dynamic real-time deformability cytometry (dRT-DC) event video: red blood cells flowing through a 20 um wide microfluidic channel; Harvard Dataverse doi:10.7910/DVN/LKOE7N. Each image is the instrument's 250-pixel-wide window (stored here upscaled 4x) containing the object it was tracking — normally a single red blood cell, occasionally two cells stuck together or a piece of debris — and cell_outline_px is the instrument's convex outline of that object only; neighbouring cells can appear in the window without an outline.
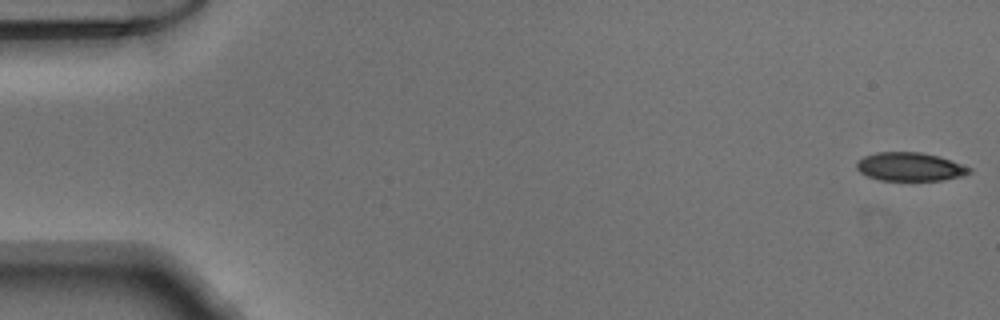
{"species": "Egyptian fruit bat (a non-hibernating species)", "species_latin": "Rousettus aegyptiacus", "temperature_condition": "warm", "stored_images_in_passage": 51, "camera_frame_rate_fps": 3000, "um_per_image_px": 0.085, "animal": {"sex": "male"}, "frame": {"image": 1, "passage_image": 1, "time_ms": 0.0, "image_size_px": [1000, 320], "cell_outline_px": [[972, 172], [960, 176], [940, 180], [880, 180], [868, 176], [860, 172], [856, 168], [856, 160], [864, 156], [876, 152], [920, 152], [940, 156], [972, 168]], "centroid_in_image_um": [77.32, 14.16], "position_along_channel_um": 7.7, "area_um2": 18.73}}
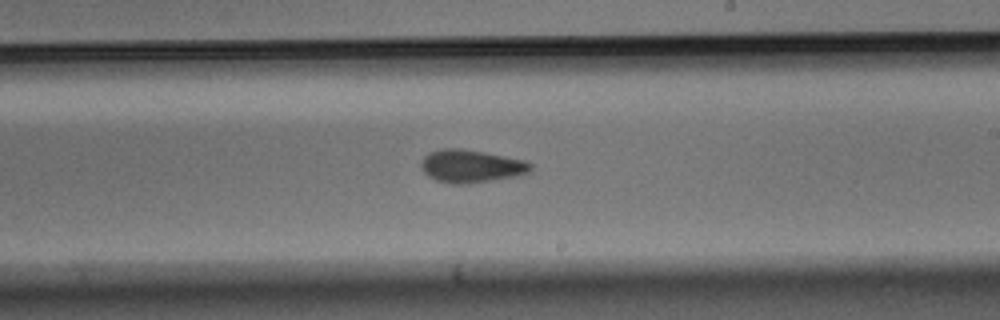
{"frame": {"image": 2, "passage_image": 30, "time_ms": 9.667, "image_size_px": [1000, 320], "cell_outline_px": [[532, 168], [528, 172], [520, 176], [468, 184], [452, 184], [436, 180], [428, 176], [420, 168], [420, 164], [424, 156], [428, 152], [444, 148], [460, 148], [484, 152], [524, 160], [532, 164]], "centroid_in_image_um": [40.03, 14.13], "position_along_channel_um": 249.0, "area_um2": 21.15}}
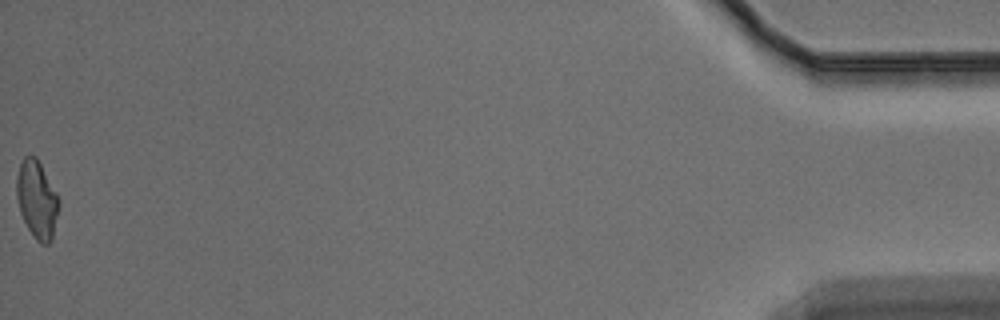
{"frame": {"image": 3, "passage_image": 51, "time_ms": 16.667, "image_size_px": [1000, 320], "cell_outline_px": [[60, 204], [52, 240], [48, 244], [40, 244], [36, 240], [28, 228], [20, 212], [16, 196], [16, 176], [20, 164], [24, 156], [36, 156], [56, 192], [60, 200]], "centroid_in_image_um": [3.14, 16.97], "position_along_channel_um": 432.1, "area_um2": 19.19}}